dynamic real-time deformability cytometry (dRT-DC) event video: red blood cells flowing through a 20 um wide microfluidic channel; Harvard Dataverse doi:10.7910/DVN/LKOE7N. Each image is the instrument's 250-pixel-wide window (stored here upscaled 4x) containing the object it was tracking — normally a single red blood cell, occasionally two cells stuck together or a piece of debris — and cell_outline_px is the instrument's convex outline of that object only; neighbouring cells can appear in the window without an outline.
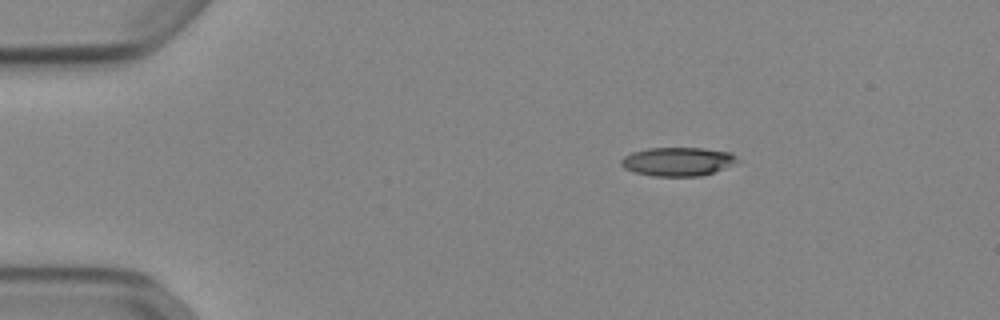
{"species": "Egyptian fruit bat (a non-hibernating species)", "species_latin": "Rousettus aegyptiacus", "temperature_condition": "cold", "stored_images_in_passage": 44, "camera_frame_rate_fps": 3000, "um_per_image_px": 0.085, "animal": {"sex": "female"}, "frame": {"image": 1, "passage_image": 1, "time_ms": 0.0, "image_size_px": [1000, 320], "cell_outline_px": [[740, 160], [732, 164], [712, 172], [700, 176], [652, 176], [636, 172], [624, 168], [620, 164], [620, 160], [624, 156], [632, 152], [648, 148], [704, 148], [728, 152], [736, 156]], "centroid_in_image_um": [57.57, 13.73], "position_along_channel_um": 27.4, "area_um2": 19.25}}
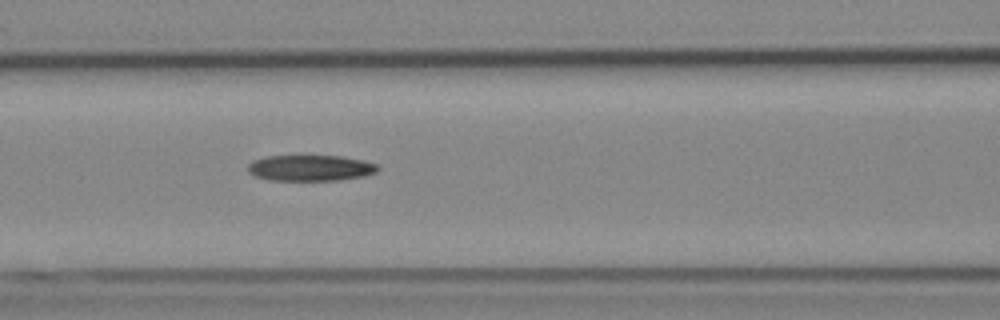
{"frame": {"image": 2, "passage_image": 15, "time_ms": 4.667, "image_size_px": [1000, 320], "cell_outline_px": [[380, 168], [376, 172], [364, 176], [340, 180], [268, 180], [256, 176], [248, 172], [248, 164], [252, 160], [264, 156], [340, 156], [364, 160], [376, 164]], "centroid_in_image_um": [26.38, 14.27], "position_along_channel_um": 140.2, "area_um2": 19.71}}
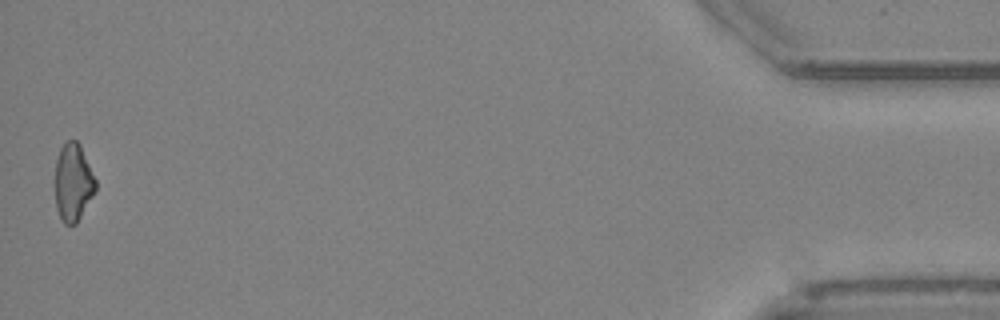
{"frame": {"image": 3, "passage_image": 44, "time_ms": 14.333, "image_size_px": [1000, 320], "cell_outline_px": [[96, 188], [92, 196], [76, 224], [64, 224], [60, 220], [56, 208], [52, 184], [56, 160], [60, 148], [68, 140], [76, 140], [80, 144], [96, 180]], "centroid_in_image_um": [6.15, 15.51], "position_along_channel_um": 429.0, "area_um2": 18.84}}